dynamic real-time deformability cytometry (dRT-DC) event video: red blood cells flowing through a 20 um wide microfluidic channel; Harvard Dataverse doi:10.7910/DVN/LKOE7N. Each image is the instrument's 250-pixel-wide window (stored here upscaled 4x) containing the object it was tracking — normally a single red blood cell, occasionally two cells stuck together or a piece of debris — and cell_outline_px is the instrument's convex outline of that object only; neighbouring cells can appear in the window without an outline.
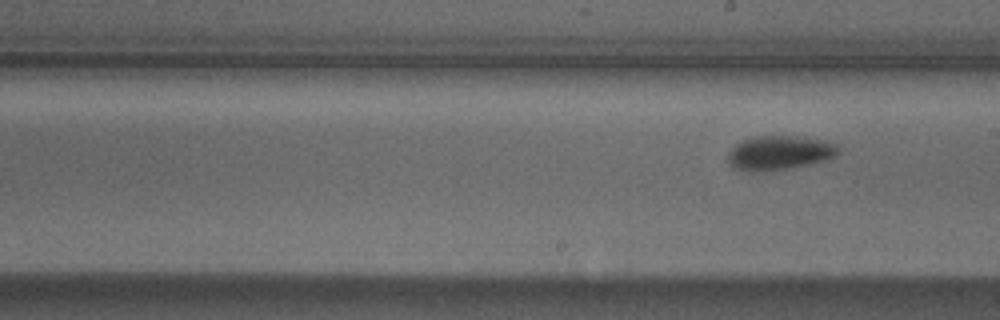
{"species": "Egyptian fruit bat (a non-hibernating species)", "species_latin": "Rousettus aegyptiacus", "temperature_condition": "cold", "stored_images_in_passage": 9, "segment_of_instrument_passage": [2, 2], "camera_frame_rate_fps": 3000, "um_per_image_px": 0.085, "animal": {"sex": "male"}, "frame": {"image": 1, "passage_image": 9, "time_ms": 2.667, "image_size_px": [1000, 320], "cell_outline_px": [[840, 152], [836, 156], [824, 160], [808, 164], [788, 168], [760, 172], [744, 172], [732, 168], [728, 164], [728, 152], [736, 144], [744, 140], [756, 136], [800, 136], [828, 140], [840, 144]], "centroid_in_image_um": [66.27, 12.99], "position_along_channel_um": 222.7, "area_um2": 22.48}}